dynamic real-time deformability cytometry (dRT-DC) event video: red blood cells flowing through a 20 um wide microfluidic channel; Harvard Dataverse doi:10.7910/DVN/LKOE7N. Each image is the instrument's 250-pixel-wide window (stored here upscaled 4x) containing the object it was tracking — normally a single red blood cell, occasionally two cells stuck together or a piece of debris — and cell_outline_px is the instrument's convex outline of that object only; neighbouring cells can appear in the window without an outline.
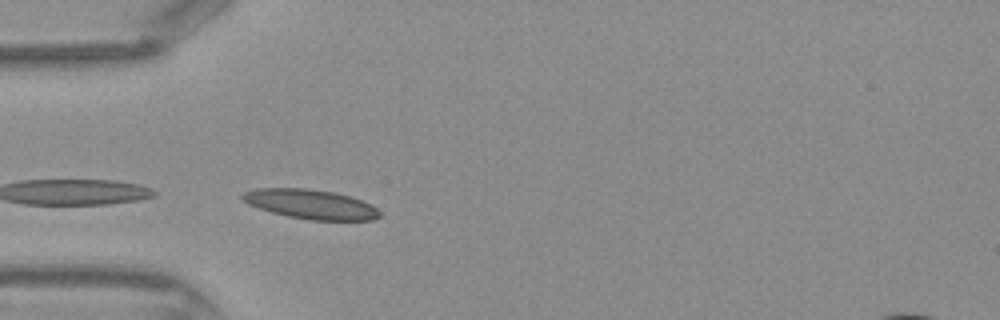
{"species": "Egyptian fruit bat (a non-hibernating species)", "species_latin": "Rousettus aegyptiacus", "temperature_condition": "warm", "stored_images_in_passage": 8, "camera_frame_rate_fps": 3000, "um_per_image_px": 0.085, "frame": {"image": 1, "passage_image": 5, "time_ms": 1.333, "image_size_px": [1000, 320], "cell_outline_px": [[380, 216], [372, 220], [312, 220], [288, 216], [272, 212], [248, 204], [240, 200], [240, 196], [244, 192], [256, 188], [308, 188], [332, 192], [348, 196], [360, 200], [376, 208], [380, 212]], "centroid_in_image_um": [26.35, 17.35], "position_along_channel_um": 58.6, "area_um2": 23.35}}